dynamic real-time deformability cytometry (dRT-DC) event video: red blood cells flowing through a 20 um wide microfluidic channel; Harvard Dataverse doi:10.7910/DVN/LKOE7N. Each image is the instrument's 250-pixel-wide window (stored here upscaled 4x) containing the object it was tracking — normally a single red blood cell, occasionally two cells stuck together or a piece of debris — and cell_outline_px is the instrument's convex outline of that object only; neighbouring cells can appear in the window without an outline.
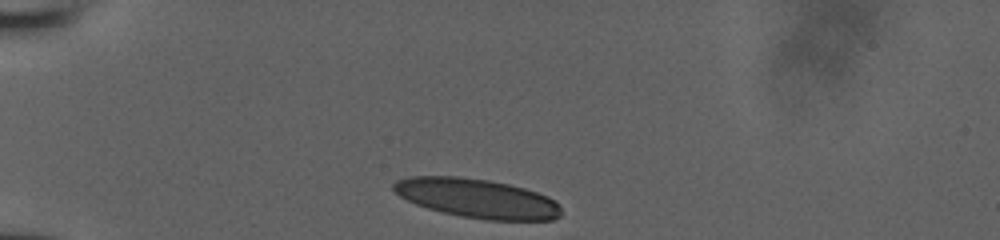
{"species": "human", "species_latin": "Homo sapiens", "temperature_condition": "room temperature", "stored_images_in_passage": 5, "camera_frame_rate_fps": 3000, "um_per_image_px": 0.085, "donor": {"sex": "male"}, "frame": {"image": 1, "passage_image": 1, "time_ms": 0.0, "image_size_px": [1000, 240], "cell_outline_px": [[560, 216], [552, 220], [484, 220], [460, 216], [428, 208], [416, 204], [400, 196], [392, 188], [392, 184], [396, 180], [408, 176], [460, 176], [488, 180], [508, 184], [524, 188], [548, 196], [556, 200], [560, 208]], "centroid_in_image_um": [40.55, 16.85], "position_along_channel_um": 44.5, "area_um2": 38.32}}
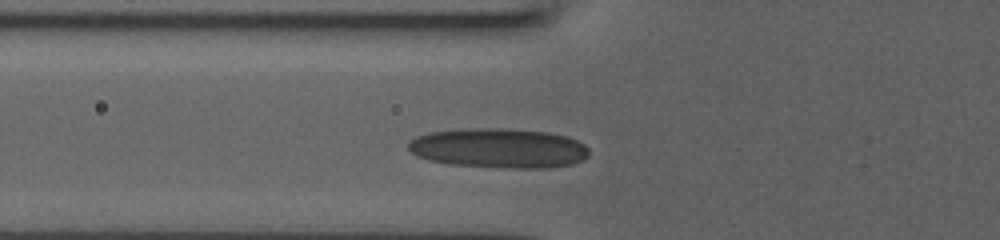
{"frame": {"image": 2, "passage_image": 4, "time_ms": 1.0, "image_size_px": [1000, 240], "cell_outline_px": [[588, 156], [584, 160], [572, 164], [548, 168], [504, 168], [448, 164], [428, 160], [416, 156], [408, 148], [408, 140], [416, 136], [428, 132], [468, 128], [500, 128], [548, 132], [568, 136], [584, 144], [588, 148]], "centroid_in_image_um": [42.38, 12.59], "position_along_channel_um": 83.4, "area_um2": 42.25}}